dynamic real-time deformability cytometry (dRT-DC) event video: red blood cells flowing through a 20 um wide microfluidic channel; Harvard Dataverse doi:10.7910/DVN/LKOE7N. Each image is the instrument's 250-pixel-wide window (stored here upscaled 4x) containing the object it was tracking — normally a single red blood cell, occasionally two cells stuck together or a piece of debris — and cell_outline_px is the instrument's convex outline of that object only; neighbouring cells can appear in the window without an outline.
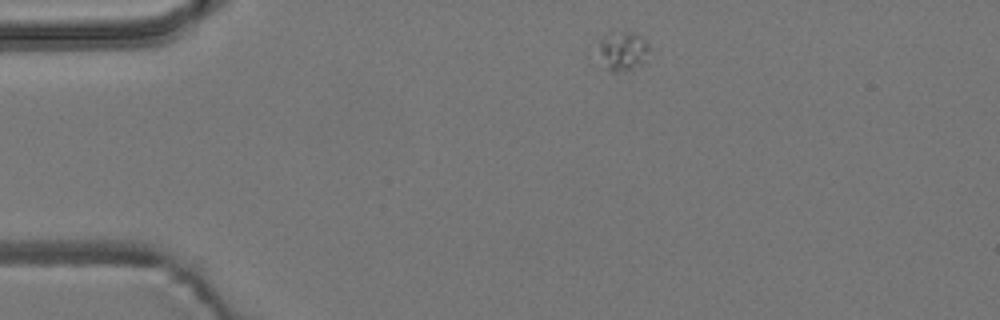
{"species": "common noctule bat (a hibernating species)", "species_latin": "Nyctalus noctula", "temperature_condition": "room temperature", "stored_images_in_passage": 8, "camera_frame_rate_fps": 3000, "um_per_image_px": 0.085, "animal": {"sex": "male", "body_mass_g": 19.2, "forearm_length_mm": 51.8}, "frame": {"image": 1, "passage_image": 1, "time_ms": 0.0, "image_size_px": [1000, 320], "cell_outline_px": [[648, 48], [644, 60], [628, 68], [616, 72], [612, 72], [608, 68], [596, 52], [600, 40], [604, 32], [636, 32], [644, 36], [648, 40]], "centroid_in_image_um": [52.88, 4.23], "position_along_channel_um": 32.1, "area_um2": 11.5}}
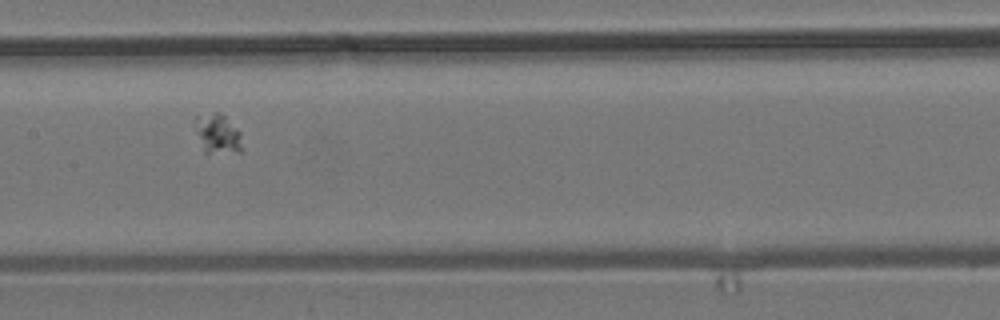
{"frame": {"image": 2, "passage_image": 6, "time_ms": 1.667, "image_size_px": [1000, 320], "cell_outline_px": [[240, 152], [204, 152], [192, 124], [192, 120], [196, 116], [216, 112], [220, 112], [240, 132]], "centroid_in_image_um": [18.41, 11.34], "position_along_channel_um": 189.0, "area_um2": 10.75}}
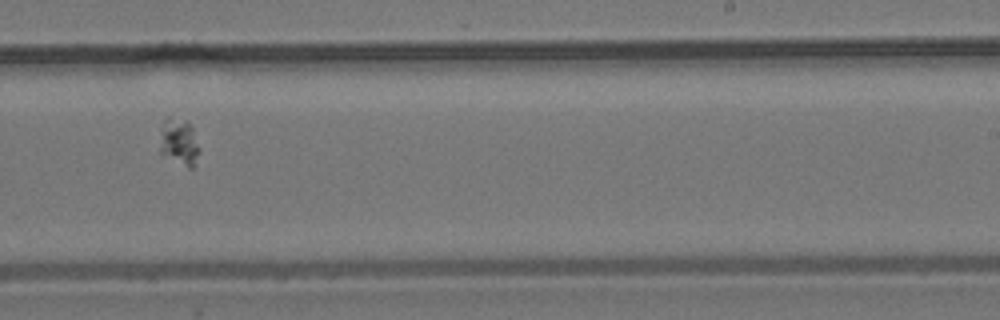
{"frame": {"image": 3, "passage_image": 8, "time_ms": 2.333, "image_size_px": [1000, 320], "cell_outline_px": [[200, 152], [196, 168], [188, 168], [160, 156], [160, 132], [164, 120], [168, 116], [188, 124], [192, 128], [200, 148]], "centroid_in_image_um": [15.22, 12.17], "position_along_channel_um": 273.8, "area_um2": 11.1}}